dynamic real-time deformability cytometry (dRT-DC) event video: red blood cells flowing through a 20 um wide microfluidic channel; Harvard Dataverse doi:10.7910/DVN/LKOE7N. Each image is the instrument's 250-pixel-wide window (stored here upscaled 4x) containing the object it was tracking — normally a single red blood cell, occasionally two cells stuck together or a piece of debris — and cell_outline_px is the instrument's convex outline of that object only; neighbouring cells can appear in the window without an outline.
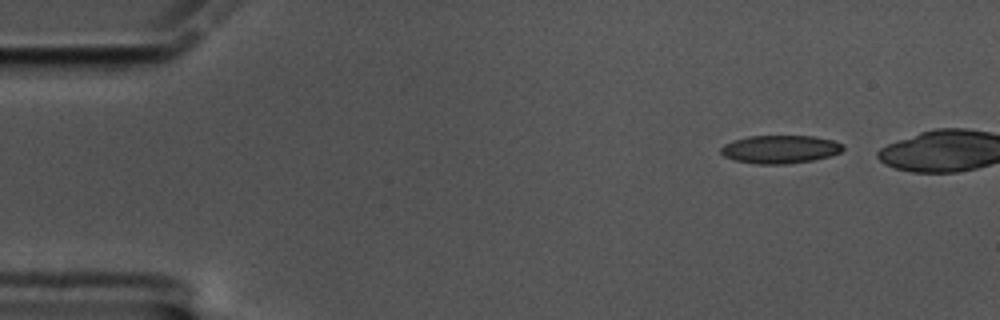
{"species": "common noctule bat (a hibernating species)", "species_latin": "Nyctalus noctula", "temperature_condition": "cold", "stored_images_in_passage": 46, "camera_frame_rate_fps": 3000, "um_per_image_px": 0.085, "animal": {"sex": "male", "body_mass_g": 17.5, "forearm_length_mm": 52.3}, "frame": {"image": 1, "passage_image": 1, "time_ms": 0.0, "image_size_px": [1000, 320], "cell_outline_px": [[844, 148], [840, 152], [828, 156], [812, 160], [784, 164], [756, 164], [736, 160], [724, 156], [720, 152], [720, 148], [724, 144], [732, 140], [748, 136], [816, 136], [832, 140], [844, 144]], "centroid_in_image_um": [66.29, 12.68], "position_along_channel_um": 18.7, "area_um2": 20.0}}
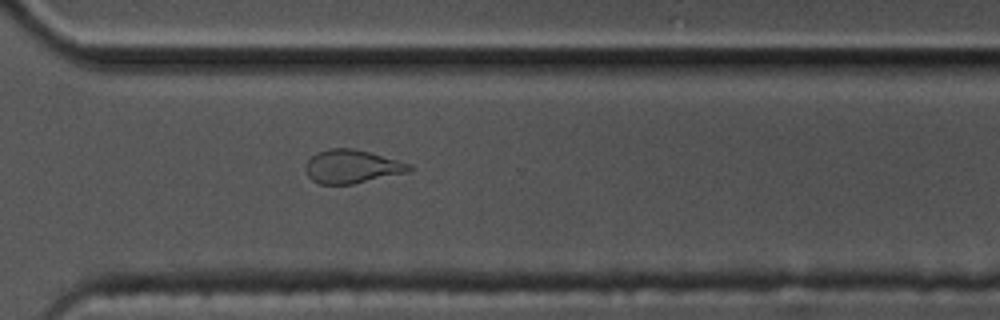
{"frame": {"image": 2, "passage_image": 37, "time_ms": 12.0, "image_size_px": [1000, 320], "cell_outline_px": [[412, 168], [408, 172], [352, 184], [320, 184], [312, 180], [308, 176], [304, 168], [308, 160], [316, 152], [328, 148], [352, 148], [368, 152], [412, 164]], "centroid_in_image_um": [29.88, 14.15], "position_along_channel_um": 340.7, "area_um2": 20.11}}
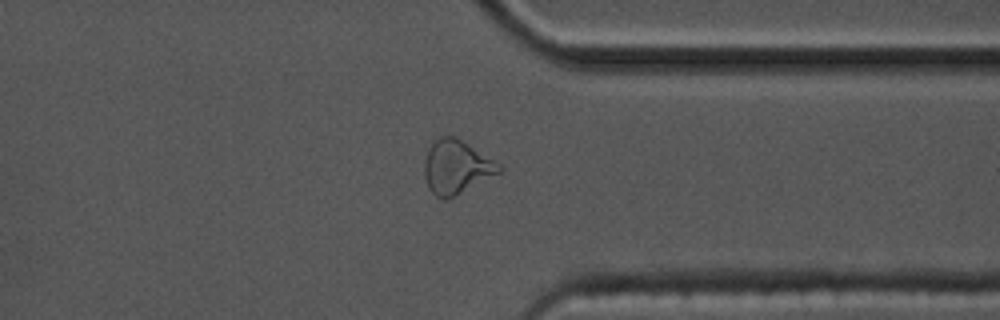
{"frame": {"image": 3, "passage_image": 40, "time_ms": 13.0, "image_size_px": [1000, 320], "cell_outline_px": [[504, 168], [500, 172], [444, 200], [436, 196], [428, 188], [424, 176], [424, 160], [428, 148], [432, 140], [440, 136], [456, 136], [500, 164]], "centroid_in_image_um": [38.74, 14.16], "position_along_channel_um": 372.7, "area_um2": 23.18}, "authors_computed_cell_mechanics": {"area_um2": 20.4612, "velocity_mm_per_s": 3.4182, "shape_relaxation_time_tau1_ms": null, "shape_relaxation_time_tau2_ms": 1.987, "deformation_change_tau1": null, "deformation_change_tau2": 0.0758}}